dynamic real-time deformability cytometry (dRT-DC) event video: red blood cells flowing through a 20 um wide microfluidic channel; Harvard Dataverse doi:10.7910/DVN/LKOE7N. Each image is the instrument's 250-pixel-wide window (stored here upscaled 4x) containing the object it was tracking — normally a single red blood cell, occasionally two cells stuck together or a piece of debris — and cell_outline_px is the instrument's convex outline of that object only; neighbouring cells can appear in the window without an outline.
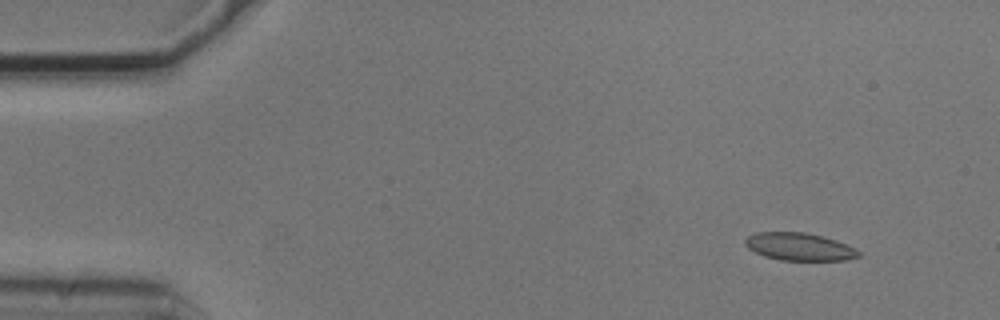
{"species": "common noctule bat (a hibernating species)", "species_latin": "Nyctalus noctula", "temperature_condition": "cold", "stored_images_in_passage": 4, "camera_frame_rate_fps": 3000, "um_per_image_px": 0.085, "animal": {"sex": "male", "body_mass_g": 20.5, "forearm_length_mm": 52.5}, "frame": {"image": 1, "passage_image": 1, "time_ms": 0.0, "image_size_px": [1000, 320], "cell_outline_px": [[860, 256], [844, 260], [780, 260], [764, 256], [748, 248], [744, 244], [744, 240], [748, 236], [756, 232], [804, 232], [824, 236], [836, 240], [860, 252]], "centroid_in_image_um": [67.9, 20.96], "position_along_channel_um": 17.1, "area_um2": 18.15}}
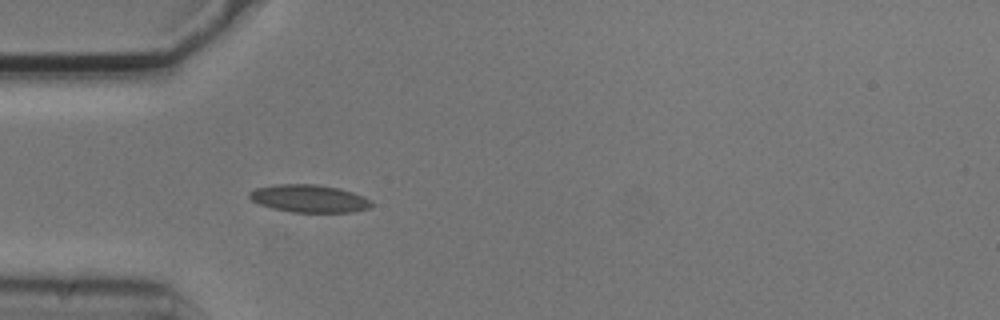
{"frame": {"image": 2, "passage_image": 4, "time_ms": 1.0, "image_size_px": [1000, 320], "cell_outline_px": [[372, 204], [368, 208], [352, 212], [292, 212], [272, 208], [260, 204], [252, 200], [248, 196], [248, 192], [256, 188], [276, 184], [316, 184], [340, 188], [364, 196], [372, 200]], "centroid_in_image_um": [26.28, 16.87], "position_along_channel_um": 58.7, "area_um2": 19.71}}